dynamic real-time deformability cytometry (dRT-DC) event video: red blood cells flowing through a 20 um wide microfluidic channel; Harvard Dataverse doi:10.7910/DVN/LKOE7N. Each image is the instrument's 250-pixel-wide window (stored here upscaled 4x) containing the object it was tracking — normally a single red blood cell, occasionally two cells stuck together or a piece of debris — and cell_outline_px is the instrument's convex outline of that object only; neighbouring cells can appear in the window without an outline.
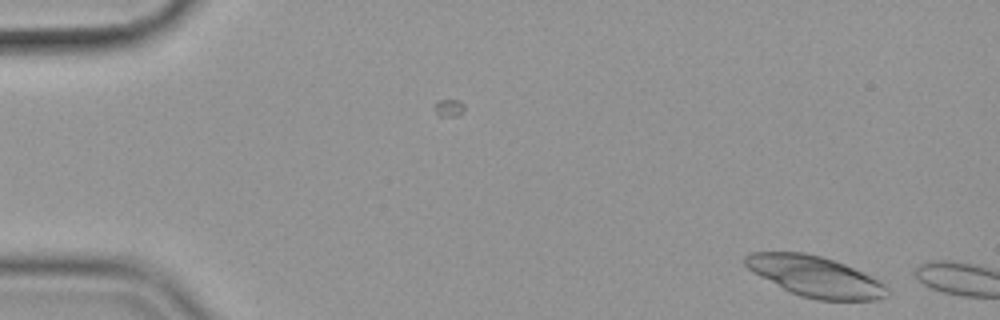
{"species": "common noctule bat (a hibernating species)", "species_latin": "Nyctalus noctula", "temperature_condition": "cold", "stored_images_in_passage": 8, "camera_frame_rate_fps": 3000, "um_per_image_px": 0.085, "animal": {"sex": "female", "body_mass_g": 19.9}, "frame": {"image": 1, "passage_image": 1, "time_ms": 0.0, "image_size_px": [1000, 320], "cell_outline_px": [[888, 296], [876, 300], [816, 300], [800, 296], [752, 272], [744, 264], [744, 256], [752, 252], [804, 252], [820, 256], [844, 264], [880, 280], [888, 288]], "centroid_in_image_um": [69.3, 23.5], "position_along_channel_um": 15.7, "area_um2": 33.35}}